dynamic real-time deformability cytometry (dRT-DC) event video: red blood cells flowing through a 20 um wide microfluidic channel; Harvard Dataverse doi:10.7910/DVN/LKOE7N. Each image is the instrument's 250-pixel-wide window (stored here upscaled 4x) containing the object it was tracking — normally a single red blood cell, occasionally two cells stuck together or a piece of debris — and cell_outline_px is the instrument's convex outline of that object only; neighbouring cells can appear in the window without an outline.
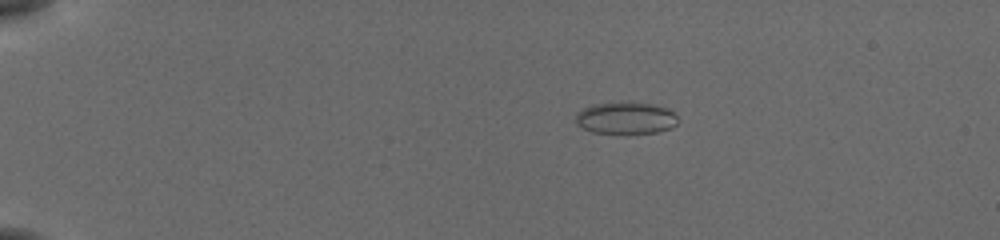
{"species": "common noctule bat (a hibernating species)", "species_latin": "Nyctalus noctula", "temperature_condition": "cold", "stored_images_in_passage": 45, "camera_frame_rate_fps": 3000, "um_per_image_px": 0.085, "animal": {"sex": "female", "body_mass_g": 19.5, "forearm_length_mm": 54.1}, "frame": {"image": 1, "passage_image": 1, "time_ms": 0.0, "image_size_px": [1000, 240], "cell_outline_px": [[676, 124], [672, 128], [656, 132], [628, 136], [592, 132], [576, 124], [576, 112], [584, 108], [596, 104], [652, 104], [668, 108], [676, 116]], "centroid_in_image_um": [53.19, 10.11], "position_along_channel_um": 31.8, "area_um2": 19.07}}
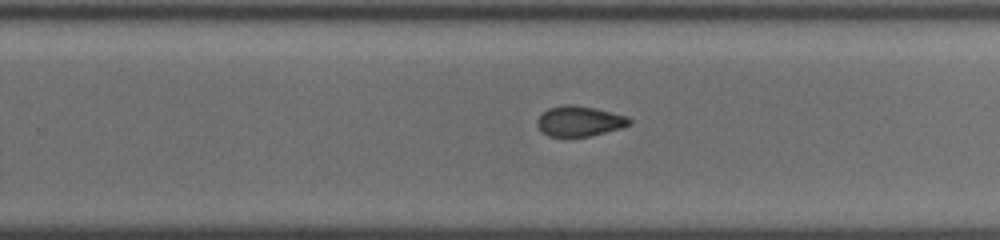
{"frame": {"image": 2, "passage_image": 27, "time_ms": 8.667, "image_size_px": [1000, 240], "cell_outline_px": [[632, 124], [620, 128], [592, 136], [548, 136], [536, 124], [536, 120], [548, 108], [564, 104], [572, 104], [596, 108], [628, 116], [632, 120]], "centroid_in_image_um": [49.29, 10.28], "position_along_channel_um": 280.5, "area_um2": 16.3}}
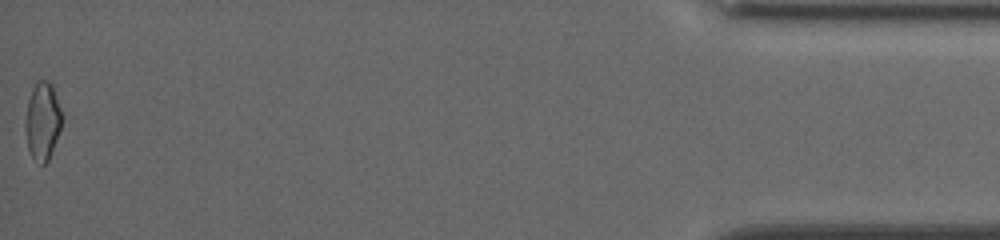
{"frame": {"image": 3, "passage_image": 45, "time_ms": 14.667, "image_size_px": [1000, 240], "cell_outline_px": [[60, 128], [48, 160], [44, 164], [40, 164], [32, 156], [28, 148], [24, 128], [24, 124], [28, 100], [32, 88], [36, 80], [48, 80], [52, 84], [60, 108]], "centroid_in_image_um": [3.57, 10.25], "position_along_channel_um": 431.6, "area_um2": 16.3}, "authors_computed_cell_mechanics": {"area_um2": 16.8198, "velocity_mm_per_s": 3.8455, "shape_relaxation_time_tau1_ms": null, "shape_relaxation_time_tau2_ms": 1.5474, "deformation_change_tau1": null, "deformation_change_tau2": 0.0459}}